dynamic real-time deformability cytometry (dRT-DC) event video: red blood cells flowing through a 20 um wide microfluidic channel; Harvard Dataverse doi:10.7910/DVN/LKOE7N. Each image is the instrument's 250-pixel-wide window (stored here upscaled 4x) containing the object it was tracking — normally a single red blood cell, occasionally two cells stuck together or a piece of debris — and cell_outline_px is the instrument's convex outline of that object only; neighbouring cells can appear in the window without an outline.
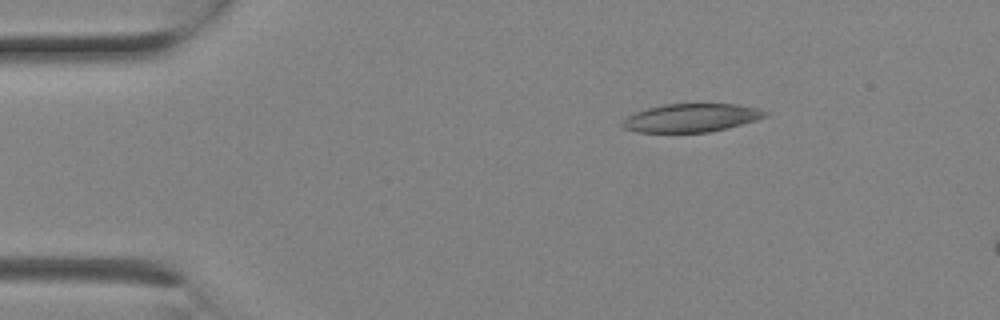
{"species": "Egyptian fruit bat (a non-hibernating species)", "species_latin": "Rousettus aegyptiacus", "temperature_condition": "room temperature", "stored_images_in_passage": 7, "camera_frame_rate_fps": 3000, "um_per_image_px": 0.085, "animal": {"sex": "female"}, "frame": {"image": 1, "passage_image": 4, "time_ms": 1.0, "image_size_px": [1000, 320], "cell_outline_px": [[768, 116], [756, 120], [708, 132], [636, 132], [624, 128], [620, 124], [628, 116], [636, 112], [648, 108], [664, 104], [736, 104], [760, 108], [768, 112]], "centroid_in_image_um": [58.77, 10.01], "position_along_channel_um": 26.2, "area_um2": 23.35}}